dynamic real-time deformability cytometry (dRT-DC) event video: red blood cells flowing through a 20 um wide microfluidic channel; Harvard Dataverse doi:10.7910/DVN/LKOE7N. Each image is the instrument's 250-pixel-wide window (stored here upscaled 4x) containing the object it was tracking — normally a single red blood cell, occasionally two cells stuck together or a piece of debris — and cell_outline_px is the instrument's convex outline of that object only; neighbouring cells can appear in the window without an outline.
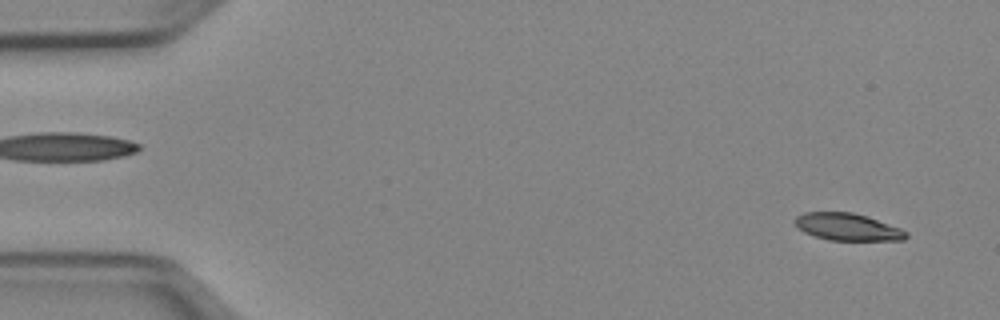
{"species": "Egyptian fruit bat (a non-hibernating species)", "species_latin": "Rousettus aegyptiacus", "temperature_condition": "cold", "stored_images_in_passage": 51, "camera_frame_rate_fps": 3000, "um_per_image_px": 0.085, "animal": {"sex": "female"}, "frame": {"image": 1, "passage_image": 3, "time_ms": 0.667, "image_size_px": [1000, 320], "cell_outline_px": [[908, 236], [904, 240], [828, 240], [804, 232], [792, 220], [796, 216], [804, 212], [852, 212], [868, 216], [900, 228], [908, 232]], "centroid_in_image_um": [72.05, 19.28], "position_along_channel_um": 13.0, "area_um2": 17.63}}
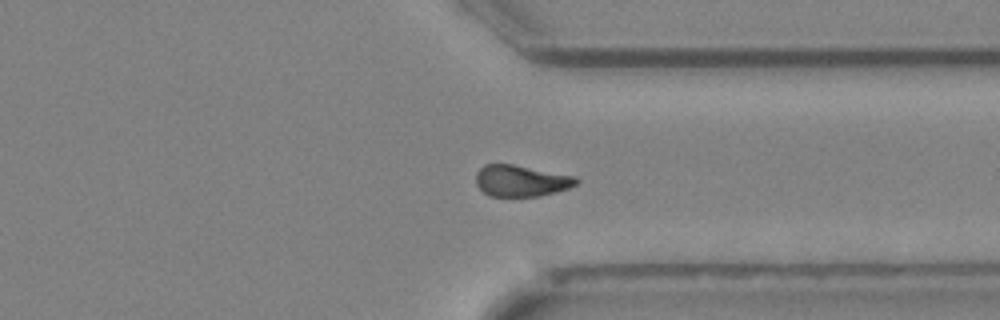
{"frame": {"image": 2, "passage_image": 39, "time_ms": 12.667, "image_size_px": [1000, 320], "cell_outline_px": [[580, 180], [576, 184], [568, 188], [540, 196], [488, 196], [476, 184], [476, 172], [484, 164], [512, 164], [576, 176]], "centroid_in_image_um": [44.28, 15.36], "position_along_channel_um": 367.1, "area_um2": 18.32}}
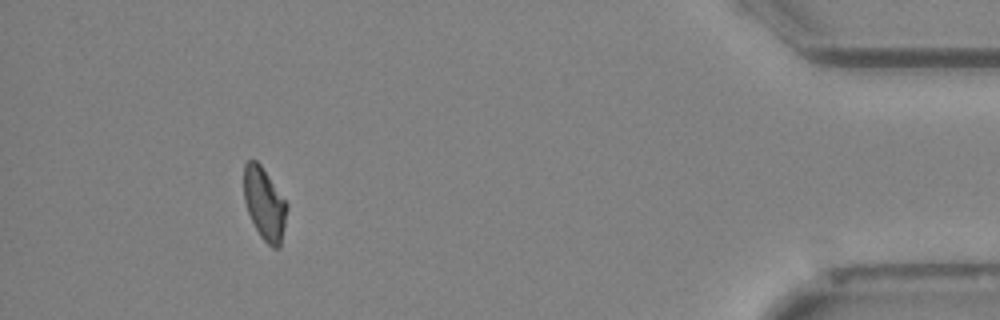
{"frame": {"image": 3, "passage_image": 47, "time_ms": 15.333, "image_size_px": [1000, 320], "cell_outline_px": [[288, 208], [280, 248], [272, 248], [260, 236], [248, 212], [244, 200], [244, 164], [248, 160], [256, 160], [260, 164], [288, 204]], "centroid_in_image_um": [22.49, 17.33], "position_along_channel_um": 412.7, "area_um2": 18.03}, "authors_computed_cell_mechanics": {"area_um2": 18.9584, "velocity_mm_per_s": 3.9569, "shape_relaxation_time_tau1_ms": 5.7343, "shape_relaxation_time_tau2_ms": null, "deformation_change_tau1": 0.1702, "deformation_change_tau2": null}}